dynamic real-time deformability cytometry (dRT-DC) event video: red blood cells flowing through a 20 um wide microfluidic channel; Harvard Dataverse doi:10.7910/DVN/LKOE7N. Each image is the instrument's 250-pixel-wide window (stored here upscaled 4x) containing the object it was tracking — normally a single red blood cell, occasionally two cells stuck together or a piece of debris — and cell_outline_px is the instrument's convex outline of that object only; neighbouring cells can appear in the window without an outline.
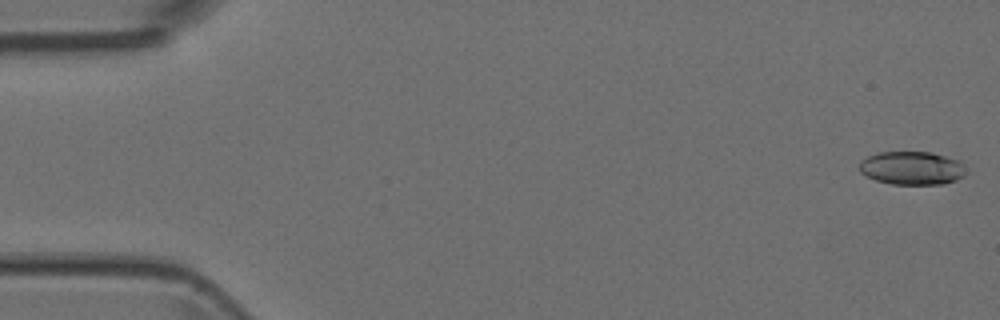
{"species": "Egyptian fruit bat (a non-hibernating species)", "species_latin": "Rousettus aegyptiacus", "temperature_condition": "room temperature", "stored_images_in_passage": 6, "camera_frame_rate_fps": 3000, "um_per_image_px": 0.085, "animal": {"sex": "female"}, "frame": {"image": 1, "passage_image": 1, "time_ms": 0.0, "image_size_px": [1000, 320], "cell_outline_px": [[968, 172], [964, 176], [956, 180], [940, 184], [892, 184], [876, 180], [860, 172], [860, 160], [876, 152], [932, 152], [960, 160], [964, 164]], "centroid_in_image_um": [77.55, 14.27], "position_along_channel_um": 7.4, "area_um2": 20.92}}
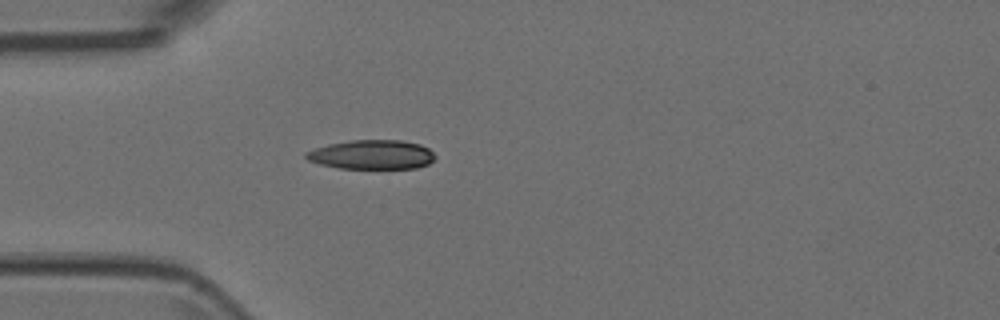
{"frame": {"image": 2, "passage_image": 5, "time_ms": 1.333, "image_size_px": [1000, 320], "cell_outline_px": [[436, 156], [428, 164], [416, 168], [340, 168], [320, 164], [308, 160], [304, 156], [304, 152], [328, 144], [348, 140], [400, 140], [420, 144], [428, 148]], "centroid_in_image_um": [31.59, 13.13], "position_along_channel_um": 53.4, "area_um2": 21.96}}